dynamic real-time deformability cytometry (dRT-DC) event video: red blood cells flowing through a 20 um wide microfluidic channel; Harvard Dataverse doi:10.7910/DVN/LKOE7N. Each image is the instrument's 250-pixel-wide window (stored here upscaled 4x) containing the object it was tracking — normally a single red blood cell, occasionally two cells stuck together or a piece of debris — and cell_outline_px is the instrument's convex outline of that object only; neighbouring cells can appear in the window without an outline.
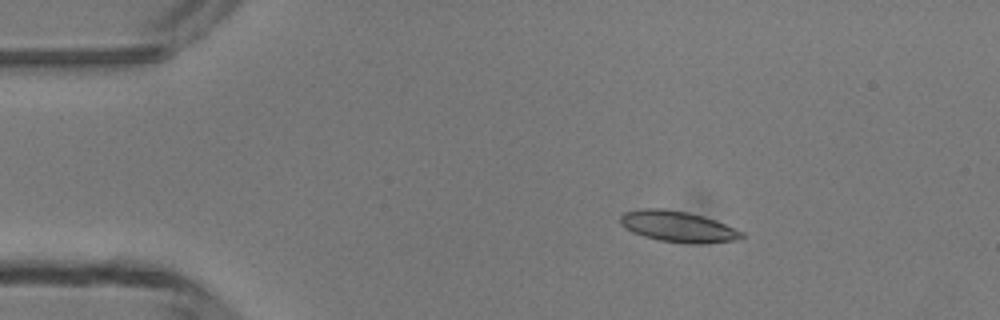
{"species": "common noctule bat (a hibernating species)", "species_latin": "Nyctalus noctula", "temperature_condition": "room temperature", "stored_images_in_passage": 5, "camera_frame_rate_fps": 3000, "um_per_image_px": 0.085, "animal": {"sex": "male", "body_mass_g": 13.3}, "frame": {"image": 1, "passage_image": 2, "time_ms": 1.333, "image_size_px": [1000, 320], "cell_outline_px": [[744, 236], [740, 240], [700, 244], [696, 244], [660, 240], [644, 236], [632, 232], [620, 224], [620, 216], [624, 212], [640, 208], [660, 208], [688, 212], [704, 216], [716, 220], [744, 232]], "centroid_in_image_um": [57.65, 19.25], "position_along_channel_um": 27.4, "area_um2": 22.02}}
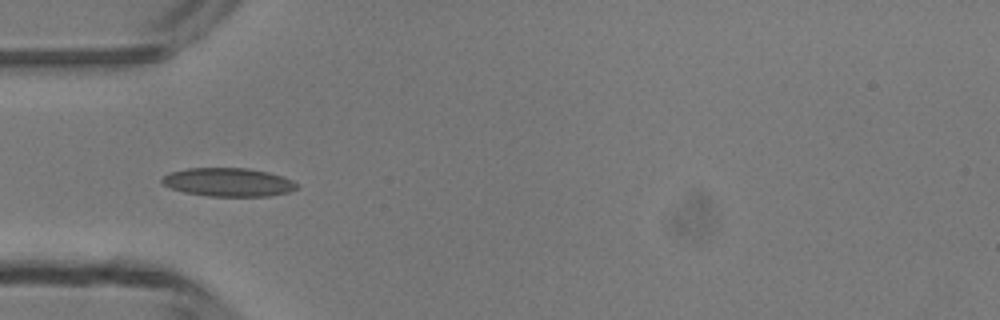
{"frame": {"image": 2, "passage_image": 4, "time_ms": 3.667, "image_size_px": [1000, 320], "cell_outline_px": [[300, 188], [288, 192], [268, 196], [208, 196], [184, 192], [172, 188], [164, 184], [160, 180], [168, 172], [188, 168], [248, 168], [268, 172], [292, 180], [300, 184]], "centroid_in_image_um": [19.43, 15.48], "position_along_channel_um": 65.6, "area_um2": 22.43}}
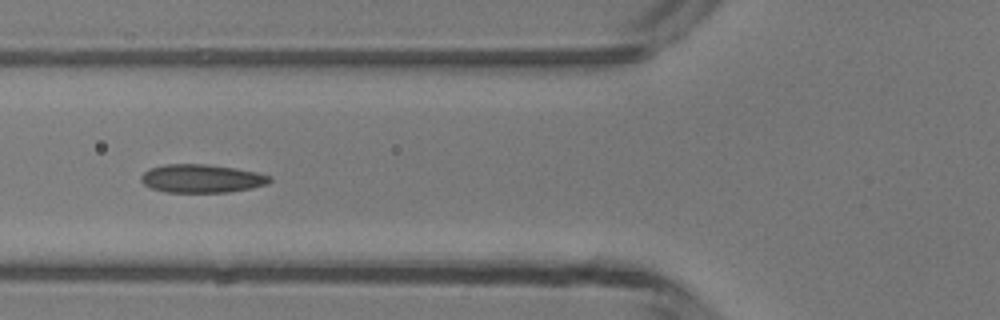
{"frame": {"image": 3, "passage_image": 5, "time_ms": 4.667, "image_size_px": [1000, 320], "cell_outline_px": [[272, 180], [268, 184], [252, 188], [228, 192], [164, 192], [152, 188], [144, 184], [140, 180], [140, 176], [148, 168], [164, 164], [208, 164], [236, 168], [256, 172], [272, 176]], "centroid_in_image_um": [17.14, 15.17], "position_along_channel_um": 108.7, "area_um2": 21.44}}